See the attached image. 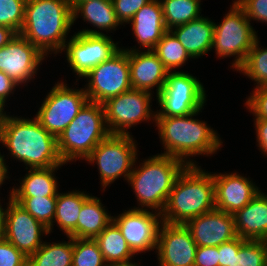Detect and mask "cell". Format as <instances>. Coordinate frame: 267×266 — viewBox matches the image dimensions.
Segmentation results:
<instances>
[{
    "mask_svg": "<svg viewBox=\"0 0 267 266\" xmlns=\"http://www.w3.org/2000/svg\"><path fill=\"white\" fill-rule=\"evenodd\" d=\"M129 23L138 44L147 50H153L167 31L160 0L148 2L134 14Z\"/></svg>",
    "mask_w": 267,
    "mask_h": 266,
    "instance_id": "cell-21",
    "label": "cell"
},
{
    "mask_svg": "<svg viewBox=\"0 0 267 266\" xmlns=\"http://www.w3.org/2000/svg\"><path fill=\"white\" fill-rule=\"evenodd\" d=\"M237 236L245 240L267 241V194L259 192L233 214Z\"/></svg>",
    "mask_w": 267,
    "mask_h": 266,
    "instance_id": "cell-22",
    "label": "cell"
},
{
    "mask_svg": "<svg viewBox=\"0 0 267 266\" xmlns=\"http://www.w3.org/2000/svg\"><path fill=\"white\" fill-rule=\"evenodd\" d=\"M258 147L267 155V119H254Z\"/></svg>",
    "mask_w": 267,
    "mask_h": 266,
    "instance_id": "cell-44",
    "label": "cell"
},
{
    "mask_svg": "<svg viewBox=\"0 0 267 266\" xmlns=\"http://www.w3.org/2000/svg\"><path fill=\"white\" fill-rule=\"evenodd\" d=\"M198 113L200 111L179 117H156L158 134L166 150L161 153L162 155L181 159L188 165H195V162L190 160L191 156H211L221 149L223 142L217 132L206 122L193 118Z\"/></svg>",
    "mask_w": 267,
    "mask_h": 266,
    "instance_id": "cell-3",
    "label": "cell"
},
{
    "mask_svg": "<svg viewBox=\"0 0 267 266\" xmlns=\"http://www.w3.org/2000/svg\"><path fill=\"white\" fill-rule=\"evenodd\" d=\"M129 51L130 82L133 89L152 92L156 86L158 94L164 86L168 70L152 50L142 51L136 48Z\"/></svg>",
    "mask_w": 267,
    "mask_h": 266,
    "instance_id": "cell-20",
    "label": "cell"
},
{
    "mask_svg": "<svg viewBox=\"0 0 267 266\" xmlns=\"http://www.w3.org/2000/svg\"><path fill=\"white\" fill-rule=\"evenodd\" d=\"M16 34L13 29L0 25V48L8 44Z\"/></svg>",
    "mask_w": 267,
    "mask_h": 266,
    "instance_id": "cell-45",
    "label": "cell"
},
{
    "mask_svg": "<svg viewBox=\"0 0 267 266\" xmlns=\"http://www.w3.org/2000/svg\"><path fill=\"white\" fill-rule=\"evenodd\" d=\"M197 247L185 224L161 223L156 248L159 266H194Z\"/></svg>",
    "mask_w": 267,
    "mask_h": 266,
    "instance_id": "cell-16",
    "label": "cell"
},
{
    "mask_svg": "<svg viewBox=\"0 0 267 266\" xmlns=\"http://www.w3.org/2000/svg\"><path fill=\"white\" fill-rule=\"evenodd\" d=\"M200 167L187 165L180 173L161 213L162 222L185 224L216 209L213 174Z\"/></svg>",
    "mask_w": 267,
    "mask_h": 266,
    "instance_id": "cell-4",
    "label": "cell"
},
{
    "mask_svg": "<svg viewBox=\"0 0 267 266\" xmlns=\"http://www.w3.org/2000/svg\"><path fill=\"white\" fill-rule=\"evenodd\" d=\"M254 30L244 9L232 5L221 24L214 23L212 49L221 58L235 56L232 67L238 70L258 37Z\"/></svg>",
    "mask_w": 267,
    "mask_h": 266,
    "instance_id": "cell-8",
    "label": "cell"
},
{
    "mask_svg": "<svg viewBox=\"0 0 267 266\" xmlns=\"http://www.w3.org/2000/svg\"><path fill=\"white\" fill-rule=\"evenodd\" d=\"M19 86L8 75L0 71V105L5 107L7 98L14 93L13 90Z\"/></svg>",
    "mask_w": 267,
    "mask_h": 266,
    "instance_id": "cell-43",
    "label": "cell"
},
{
    "mask_svg": "<svg viewBox=\"0 0 267 266\" xmlns=\"http://www.w3.org/2000/svg\"><path fill=\"white\" fill-rule=\"evenodd\" d=\"M215 206L217 210L234 214L247 205L261 190L252 180L234 173H214Z\"/></svg>",
    "mask_w": 267,
    "mask_h": 266,
    "instance_id": "cell-19",
    "label": "cell"
},
{
    "mask_svg": "<svg viewBox=\"0 0 267 266\" xmlns=\"http://www.w3.org/2000/svg\"><path fill=\"white\" fill-rule=\"evenodd\" d=\"M107 266H140V265L139 263L129 262V263H124V264H112V265H107Z\"/></svg>",
    "mask_w": 267,
    "mask_h": 266,
    "instance_id": "cell-48",
    "label": "cell"
},
{
    "mask_svg": "<svg viewBox=\"0 0 267 266\" xmlns=\"http://www.w3.org/2000/svg\"><path fill=\"white\" fill-rule=\"evenodd\" d=\"M87 101L84 88L71 89L60 81L46 95L35 118L51 135L58 138Z\"/></svg>",
    "mask_w": 267,
    "mask_h": 266,
    "instance_id": "cell-13",
    "label": "cell"
},
{
    "mask_svg": "<svg viewBox=\"0 0 267 266\" xmlns=\"http://www.w3.org/2000/svg\"><path fill=\"white\" fill-rule=\"evenodd\" d=\"M41 234H49L48 228L12 200L8 205L4 238L29 257L43 245Z\"/></svg>",
    "mask_w": 267,
    "mask_h": 266,
    "instance_id": "cell-17",
    "label": "cell"
},
{
    "mask_svg": "<svg viewBox=\"0 0 267 266\" xmlns=\"http://www.w3.org/2000/svg\"><path fill=\"white\" fill-rule=\"evenodd\" d=\"M72 8V24L81 16L83 20L97 29L116 30L121 24L114 11L112 0H90L81 3H70Z\"/></svg>",
    "mask_w": 267,
    "mask_h": 266,
    "instance_id": "cell-25",
    "label": "cell"
},
{
    "mask_svg": "<svg viewBox=\"0 0 267 266\" xmlns=\"http://www.w3.org/2000/svg\"><path fill=\"white\" fill-rule=\"evenodd\" d=\"M193 59L206 55L212 50L214 22L201 17L170 29Z\"/></svg>",
    "mask_w": 267,
    "mask_h": 266,
    "instance_id": "cell-23",
    "label": "cell"
},
{
    "mask_svg": "<svg viewBox=\"0 0 267 266\" xmlns=\"http://www.w3.org/2000/svg\"><path fill=\"white\" fill-rule=\"evenodd\" d=\"M45 56L26 38L16 34L8 44L0 48V71L16 84L22 85L36 76Z\"/></svg>",
    "mask_w": 267,
    "mask_h": 266,
    "instance_id": "cell-15",
    "label": "cell"
},
{
    "mask_svg": "<svg viewBox=\"0 0 267 266\" xmlns=\"http://www.w3.org/2000/svg\"><path fill=\"white\" fill-rule=\"evenodd\" d=\"M161 107L156 117H179L201 111L206 102L203 84L192 74L168 72L164 86L156 95Z\"/></svg>",
    "mask_w": 267,
    "mask_h": 266,
    "instance_id": "cell-7",
    "label": "cell"
},
{
    "mask_svg": "<svg viewBox=\"0 0 267 266\" xmlns=\"http://www.w3.org/2000/svg\"><path fill=\"white\" fill-rule=\"evenodd\" d=\"M72 266H107L94 239L73 238Z\"/></svg>",
    "mask_w": 267,
    "mask_h": 266,
    "instance_id": "cell-34",
    "label": "cell"
},
{
    "mask_svg": "<svg viewBox=\"0 0 267 266\" xmlns=\"http://www.w3.org/2000/svg\"><path fill=\"white\" fill-rule=\"evenodd\" d=\"M56 199L57 197H13V200L47 227L49 233L53 230Z\"/></svg>",
    "mask_w": 267,
    "mask_h": 266,
    "instance_id": "cell-32",
    "label": "cell"
},
{
    "mask_svg": "<svg viewBox=\"0 0 267 266\" xmlns=\"http://www.w3.org/2000/svg\"><path fill=\"white\" fill-rule=\"evenodd\" d=\"M90 0H69L70 3H81V2H86Z\"/></svg>",
    "mask_w": 267,
    "mask_h": 266,
    "instance_id": "cell-50",
    "label": "cell"
},
{
    "mask_svg": "<svg viewBox=\"0 0 267 266\" xmlns=\"http://www.w3.org/2000/svg\"><path fill=\"white\" fill-rule=\"evenodd\" d=\"M94 240L107 265L129 263L135 255L113 221Z\"/></svg>",
    "mask_w": 267,
    "mask_h": 266,
    "instance_id": "cell-27",
    "label": "cell"
},
{
    "mask_svg": "<svg viewBox=\"0 0 267 266\" xmlns=\"http://www.w3.org/2000/svg\"><path fill=\"white\" fill-rule=\"evenodd\" d=\"M160 2L167 30L201 17V0H160Z\"/></svg>",
    "mask_w": 267,
    "mask_h": 266,
    "instance_id": "cell-30",
    "label": "cell"
},
{
    "mask_svg": "<svg viewBox=\"0 0 267 266\" xmlns=\"http://www.w3.org/2000/svg\"><path fill=\"white\" fill-rule=\"evenodd\" d=\"M0 143L13 159L30 169L63 166L57 138L40 125L36 118L26 119L5 114L0 128Z\"/></svg>",
    "mask_w": 267,
    "mask_h": 266,
    "instance_id": "cell-1",
    "label": "cell"
},
{
    "mask_svg": "<svg viewBox=\"0 0 267 266\" xmlns=\"http://www.w3.org/2000/svg\"><path fill=\"white\" fill-rule=\"evenodd\" d=\"M112 221L118 226L134 254L157 248L158 231L162 223L161 213L134 207L113 217Z\"/></svg>",
    "mask_w": 267,
    "mask_h": 266,
    "instance_id": "cell-14",
    "label": "cell"
},
{
    "mask_svg": "<svg viewBox=\"0 0 267 266\" xmlns=\"http://www.w3.org/2000/svg\"><path fill=\"white\" fill-rule=\"evenodd\" d=\"M109 135L103 104L87 101L57 138L59 155L65 164L85 160Z\"/></svg>",
    "mask_w": 267,
    "mask_h": 266,
    "instance_id": "cell-6",
    "label": "cell"
},
{
    "mask_svg": "<svg viewBox=\"0 0 267 266\" xmlns=\"http://www.w3.org/2000/svg\"><path fill=\"white\" fill-rule=\"evenodd\" d=\"M0 266H28V257L5 238L0 239Z\"/></svg>",
    "mask_w": 267,
    "mask_h": 266,
    "instance_id": "cell-37",
    "label": "cell"
},
{
    "mask_svg": "<svg viewBox=\"0 0 267 266\" xmlns=\"http://www.w3.org/2000/svg\"><path fill=\"white\" fill-rule=\"evenodd\" d=\"M89 197L84 191L57 193L54 221L65 235L77 226L82 205Z\"/></svg>",
    "mask_w": 267,
    "mask_h": 266,
    "instance_id": "cell-28",
    "label": "cell"
},
{
    "mask_svg": "<svg viewBox=\"0 0 267 266\" xmlns=\"http://www.w3.org/2000/svg\"><path fill=\"white\" fill-rule=\"evenodd\" d=\"M27 0H0V25L13 29L17 34L24 22Z\"/></svg>",
    "mask_w": 267,
    "mask_h": 266,
    "instance_id": "cell-36",
    "label": "cell"
},
{
    "mask_svg": "<svg viewBox=\"0 0 267 266\" xmlns=\"http://www.w3.org/2000/svg\"><path fill=\"white\" fill-rule=\"evenodd\" d=\"M183 160L168 155H154L133 167L128 183L131 184L140 209L143 207L162 213L170 191L185 169Z\"/></svg>",
    "mask_w": 267,
    "mask_h": 266,
    "instance_id": "cell-5",
    "label": "cell"
},
{
    "mask_svg": "<svg viewBox=\"0 0 267 266\" xmlns=\"http://www.w3.org/2000/svg\"><path fill=\"white\" fill-rule=\"evenodd\" d=\"M198 247H218L237 236L233 214L214 209L185 223Z\"/></svg>",
    "mask_w": 267,
    "mask_h": 266,
    "instance_id": "cell-18",
    "label": "cell"
},
{
    "mask_svg": "<svg viewBox=\"0 0 267 266\" xmlns=\"http://www.w3.org/2000/svg\"><path fill=\"white\" fill-rule=\"evenodd\" d=\"M218 247H197L194 266H219Z\"/></svg>",
    "mask_w": 267,
    "mask_h": 266,
    "instance_id": "cell-42",
    "label": "cell"
},
{
    "mask_svg": "<svg viewBox=\"0 0 267 266\" xmlns=\"http://www.w3.org/2000/svg\"><path fill=\"white\" fill-rule=\"evenodd\" d=\"M247 98L245 106L255 119H267V86L255 87Z\"/></svg>",
    "mask_w": 267,
    "mask_h": 266,
    "instance_id": "cell-38",
    "label": "cell"
},
{
    "mask_svg": "<svg viewBox=\"0 0 267 266\" xmlns=\"http://www.w3.org/2000/svg\"><path fill=\"white\" fill-rule=\"evenodd\" d=\"M72 25L69 0H27L19 34L47 56L62 52Z\"/></svg>",
    "mask_w": 267,
    "mask_h": 266,
    "instance_id": "cell-2",
    "label": "cell"
},
{
    "mask_svg": "<svg viewBox=\"0 0 267 266\" xmlns=\"http://www.w3.org/2000/svg\"><path fill=\"white\" fill-rule=\"evenodd\" d=\"M60 243L44 242L43 245L28 257V266H72L73 238Z\"/></svg>",
    "mask_w": 267,
    "mask_h": 266,
    "instance_id": "cell-29",
    "label": "cell"
},
{
    "mask_svg": "<svg viewBox=\"0 0 267 266\" xmlns=\"http://www.w3.org/2000/svg\"><path fill=\"white\" fill-rule=\"evenodd\" d=\"M257 37L243 65L237 70L254 80L259 86H267V49L259 47Z\"/></svg>",
    "mask_w": 267,
    "mask_h": 266,
    "instance_id": "cell-33",
    "label": "cell"
},
{
    "mask_svg": "<svg viewBox=\"0 0 267 266\" xmlns=\"http://www.w3.org/2000/svg\"><path fill=\"white\" fill-rule=\"evenodd\" d=\"M132 135H112L101 141L85 159L96 163L102 190L121 177L128 181L137 162V149Z\"/></svg>",
    "mask_w": 267,
    "mask_h": 266,
    "instance_id": "cell-9",
    "label": "cell"
},
{
    "mask_svg": "<svg viewBox=\"0 0 267 266\" xmlns=\"http://www.w3.org/2000/svg\"><path fill=\"white\" fill-rule=\"evenodd\" d=\"M151 100L152 93L132 88L103 103L109 133L130 135L127 130L133 125L151 119L155 122L156 112L150 108Z\"/></svg>",
    "mask_w": 267,
    "mask_h": 266,
    "instance_id": "cell-12",
    "label": "cell"
},
{
    "mask_svg": "<svg viewBox=\"0 0 267 266\" xmlns=\"http://www.w3.org/2000/svg\"><path fill=\"white\" fill-rule=\"evenodd\" d=\"M232 5H240L249 19L267 24V0H235Z\"/></svg>",
    "mask_w": 267,
    "mask_h": 266,
    "instance_id": "cell-40",
    "label": "cell"
},
{
    "mask_svg": "<svg viewBox=\"0 0 267 266\" xmlns=\"http://www.w3.org/2000/svg\"><path fill=\"white\" fill-rule=\"evenodd\" d=\"M60 166L30 169L22 178L19 188L13 187V197H57L58 183L55 171Z\"/></svg>",
    "mask_w": 267,
    "mask_h": 266,
    "instance_id": "cell-26",
    "label": "cell"
},
{
    "mask_svg": "<svg viewBox=\"0 0 267 266\" xmlns=\"http://www.w3.org/2000/svg\"><path fill=\"white\" fill-rule=\"evenodd\" d=\"M5 114H6V112H4L3 106L0 105V128H1V125H2L3 118H4Z\"/></svg>",
    "mask_w": 267,
    "mask_h": 266,
    "instance_id": "cell-49",
    "label": "cell"
},
{
    "mask_svg": "<svg viewBox=\"0 0 267 266\" xmlns=\"http://www.w3.org/2000/svg\"><path fill=\"white\" fill-rule=\"evenodd\" d=\"M66 43L63 48L66 60L79 78L85 77L91 69L110 59L121 49L110 36L95 29H83Z\"/></svg>",
    "mask_w": 267,
    "mask_h": 266,
    "instance_id": "cell-11",
    "label": "cell"
},
{
    "mask_svg": "<svg viewBox=\"0 0 267 266\" xmlns=\"http://www.w3.org/2000/svg\"><path fill=\"white\" fill-rule=\"evenodd\" d=\"M8 166L5 163L4 155L0 153V186L3 184L5 179L8 178Z\"/></svg>",
    "mask_w": 267,
    "mask_h": 266,
    "instance_id": "cell-47",
    "label": "cell"
},
{
    "mask_svg": "<svg viewBox=\"0 0 267 266\" xmlns=\"http://www.w3.org/2000/svg\"><path fill=\"white\" fill-rule=\"evenodd\" d=\"M152 51L169 72L183 66L188 58L191 59L186 49L170 30L164 33Z\"/></svg>",
    "mask_w": 267,
    "mask_h": 266,
    "instance_id": "cell-31",
    "label": "cell"
},
{
    "mask_svg": "<svg viewBox=\"0 0 267 266\" xmlns=\"http://www.w3.org/2000/svg\"><path fill=\"white\" fill-rule=\"evenodd\" d=\"M245 241V239L238 236L218 246L219 266H233L234 252H238L240 246Z\"/></svg>",
    "mask_w": 267,
    "mask_h": 266,
    "instance_id": "cell-41",
    "label": "cell"
},
{
    "mask_svg": "<svg viewBox=\"0 0 267 266\" xmlns=\"http://www.w3.org/2000/svg\"><path fill=\"white\" fill-rule=\"evenodd\" d=\"M151 0H112L114 11L121 25L129 22L134 14Z\"/></svg>",
    "mask_w": 267,
    "mask_h": 266,
    "instance_id": "cell-39",
    "label": "cell"
},
{
    "mask_svg": "<svg viewBox=\"0 0 267 266\" xmlns=\"http://www.w3.org/2000/svg\"><path fill=\"white\" fill-rule=\"evenodd\" d=\"M12 192L13 190H11L10 193V197H9V203H7V209H3L2 205L0 204V239L4 238L5 235V230H6V215H7V210H8V205L10 204V202L13 200V196H12ZM1 203V202H0Z\"/></svg>",
    "mask_w": 267,
    "mask_h": 266,
    "instance_id": "cell-46",
    "label": "cell"
},
{
    "mask_svg": "<svg viewBox=\"0 0 267 266\" xmlns=\"http://www.w3.org/2000/svg\"><path fill=\"white\" fill-rule=\"evenodd\" d=\"M84 78L88 101L103 104L110 98L132 89L130 82L129 51L121 48L110 59L91 69Z\"/></svg>",
    "mask_w": 267,
    "mask_h": 266,
    "instance_id": "cell-10",
    "label": "cell"
},
{
    "mask_svg": "<svg viewBox=\"0 0 267 266\" xmlns=\"http://www.w3.org/2000/svg\"><path fill=\"white\" fill-rule=\"evenodd\" d=\"M233 266H267V241L246 240L234 252Z\"/></svg>",
    "mask_w": 267,
    "mask_h": 266,
    "instance_id": "cell-35",
    "label": "cell"
},
{
    "mask_svg": "<svg viewBox=\"0 0 267 266\" xmlns=\"http://www.w3.org/2000/svg\"><path fill=\"white\" fill-rule=\"evenodd\" d=\"M100 198L90 196L82 205L77 226L67 235L72 238L95 239L112 221Z\"/></svg>",
    "mask_w": 267,
    "mask_h": 266,
    "instance_id": "cell-24",
    "label": "cell"
}]
</instances>
